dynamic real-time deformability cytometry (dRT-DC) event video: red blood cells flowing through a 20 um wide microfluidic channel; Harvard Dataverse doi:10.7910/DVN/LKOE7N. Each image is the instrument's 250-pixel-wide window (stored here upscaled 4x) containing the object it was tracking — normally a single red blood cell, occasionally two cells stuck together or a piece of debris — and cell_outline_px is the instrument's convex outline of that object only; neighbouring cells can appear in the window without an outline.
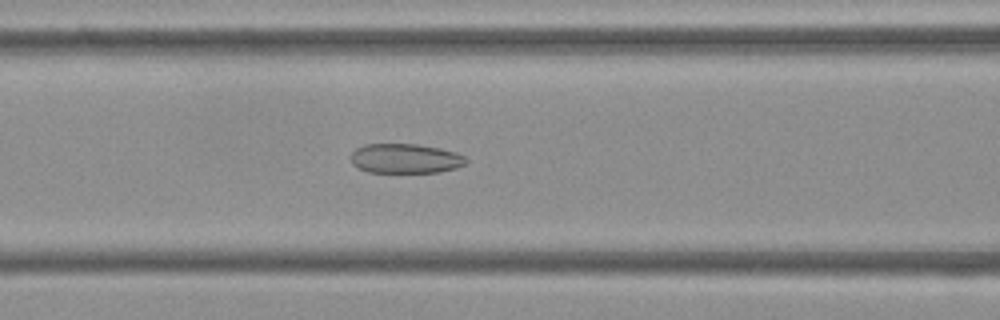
{"species": "Egyptian fruit bat (a non-hibernating species)", "species_latin": "Rousettus aegyptiacus", "temperature_condition": "cold", "stored_images_in_passage": 52, "camera_frame_rate_fps": 3000, "um_per_image_px": 0.085, "frame": {"image": 1, "passage_image": 21, "time_ms": 6.667, "image_size_px": [1000, 320], "cell_outline_px": [[468, 160], [464, 164], [456, 168], [440, 172], [368, 172], [352, 164], [348, 156], [356, 148], [364, 144], [416, 144], [440, 148], [456, 152], [464, 156]], "centroid_in_image_um": [34.43, 13.47], "position_along_channel_um": 132.2, "area_um2": 20.0}}
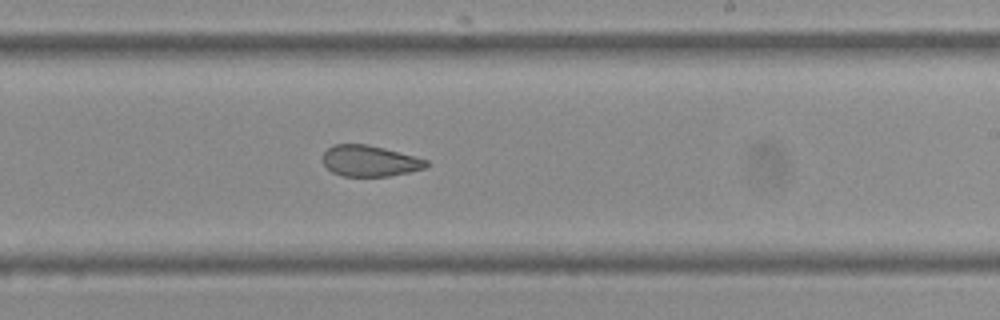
{"frame": {"image": 2, "passage_image": 31, "time_ms": 10.0, "image_size_px": [1000, 320], "cell_outline_px": [[428, 164], [424, 168], [408, 172], [388, 176], [344, 176], [332, 172], [320, 160], [324, 152], [332, 144], [368, 144], [384, 148], [428, 160]], "centroid_in_image_um": [31.37, 13.67], "position_along_channel_um": 257.6, "area_um2": 18.67}}
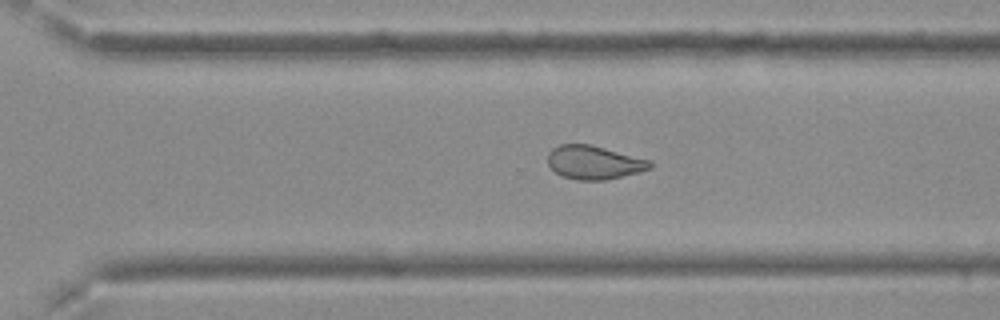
{"frame": {"image": 3, "passage_image": 36, "time_ms": 11.667, "image_size_px": [1000, 320], "cell_outline_px": [[652, 168], [640, 172], [604, 180], [580, 180], [560, 176], [548, 164], [548, 152], [552, 148], [560, 144], [588, 144], [604, 148], [648, 160], [652, 164]], "centroid_in_image_um": [50.45, 13.81], "position_along_channel_um": 320.1, "area_um2": 19.77}, "authors_computed_cell_mechanics": {"area_um2": 21.2704, "velocity_mm_per_s": 3.7729, "shape_relaxation_time_tau1_ms": null, "shape_relaxation_time_tau2_ms": 3.1811, "deformation_change_tau1": null, "deformation_change_tau2": 0.0957}}